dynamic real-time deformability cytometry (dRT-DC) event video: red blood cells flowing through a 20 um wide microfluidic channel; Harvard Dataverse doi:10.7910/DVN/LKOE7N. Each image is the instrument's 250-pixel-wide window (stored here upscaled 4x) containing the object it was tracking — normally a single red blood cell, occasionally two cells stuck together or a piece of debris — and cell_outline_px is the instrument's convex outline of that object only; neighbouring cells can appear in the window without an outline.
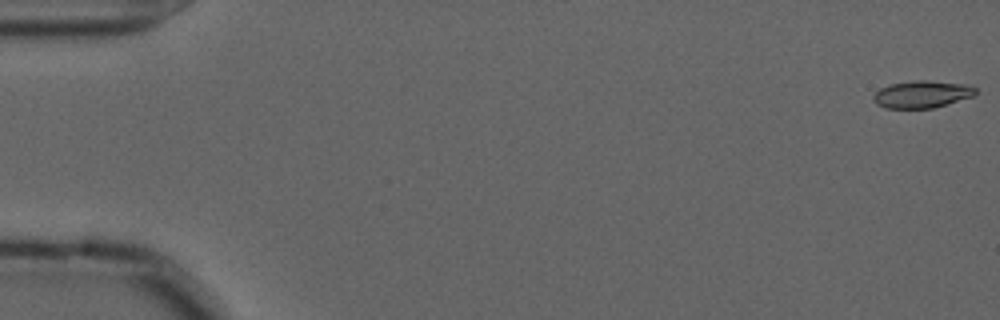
{"species": "common noctule bat (a hibernating species)", "species_latin": "Nyctalus noctula", "temperature_condition": "cold", "stored_images_in_passage": 14, "camera_frame_rate_fps": 3000, "um_per_image_px": 0.085, "animal": {"sex": "male", "forearm_length_mm": 52.5}, "frame": {"image": 1, "passage_image": 1, "time_ms": 0.0, "image_size_px": [1000, 320], "cell_outline_px": [[980, 92], [972, 96], [932, 108], [884, 108], [876, 104], [872, 100], [872, 96], [880, 88], [888, 84], [916, 80], [928, 80], [968, 84], [976, 88]], "centroid_in_image_um": [78.35, 8.0], "position_along_channel_um": 6.6, "area_um2": 16.36}}
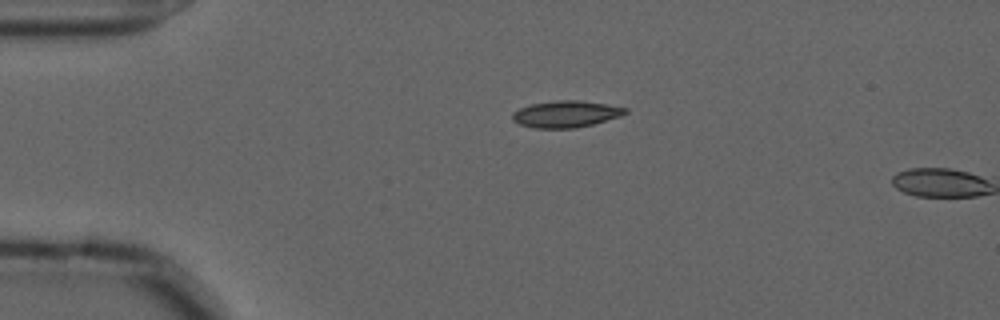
{"frame": {"image": 2, "passage_image": 13, "time_ms": 4.0, "image_size_px": [1000, 320], "cell_outline_px": [[628, 112], [620, 116], [592, 124], [576, 128], [532, 128], [520, 124], [512, 120], [512, 112], [520, 108], [532, 104], [556, 100], [580, 100], [628, 108]], "centroid_in_image_um": [48.08, 9.69], "position_along_channel_um": 36.9, "area_um2": 17.46}}